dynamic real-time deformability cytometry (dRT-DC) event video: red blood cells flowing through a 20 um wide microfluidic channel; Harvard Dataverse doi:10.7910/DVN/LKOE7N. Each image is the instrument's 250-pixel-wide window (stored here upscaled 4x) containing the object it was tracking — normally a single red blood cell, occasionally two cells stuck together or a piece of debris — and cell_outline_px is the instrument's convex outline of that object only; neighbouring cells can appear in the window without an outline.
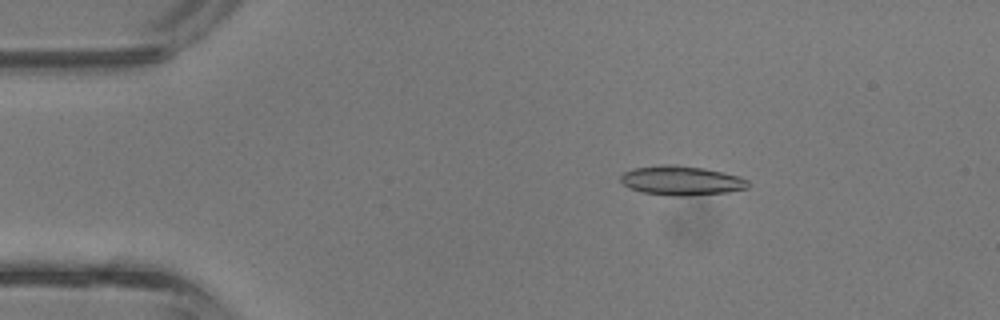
{"species": "common noctule bat (a hibernating species)", "species_latin": "Nyctalus noctula", "temperature_condition": "room temperature", "stored_images_in_passage": 36, "camera_frame_rate_fps": 3000, "um_per_image_px": 0.085, "animal": {"sex": "male", "body_mass_g": 13.3}, "frame": {"image": 1, "passage_image": 1, "time_ms": 0.0, "image_size_px": [1000, 320], "cell_outline_px": [[748, 188], [728, 192], [688, 196], [676, 196], [644, 192], [632, 188], [624, 184], [620, 180], [620, 176], [624, 172], [632, 168], [660, 164], [676, 164], [704, 168], [724, 172], [740, 176], [748, 180]], "centroid_in_image_um": [57.94, 15.33], "position_along_channel_um": 27.1, "area_um2": 21.91}}
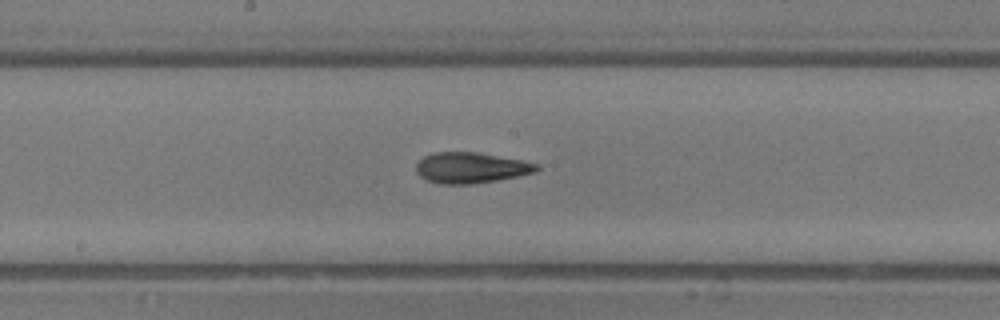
{"frame": {"image": 2, "passage_image": 16, "time_ms": 5.0, "image_size_px": [1000, 320], "cell_outline_px": [[540, 168], [536, 172], [496, 180], [468, 184], [440, 184], [428, 180], [420, 176], [416, 172], [416, 164], [424, 156], [432, 152], [476, 152], [520, 160], [540, 164]], "centroid_in_image_um": [40.01, 14.25], "position_along_channel_um": 208.2, "area_um2": 21.44}}
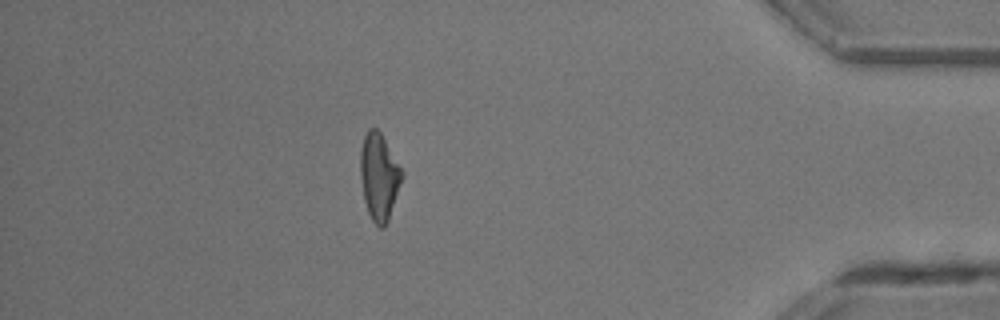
{"frame": {"image": 3, "passage_image": 31, "time_ms": 10.0, "image_size_px": [1000, 320], "cell_outline_px": [[404, 176], [388, 220], [384, 228], [380, 228], [372, 220], [368, 212], [364, 200], [360, 176], [360, 148], [364, 136], [368, 128], [376, 128], [380, 132], [404, 172]], "centroid_in_image_um": [32.22, 15.01], "position_along_channel_um": 403.0, "area_um2": 21.1}, "authors_computed_cell_mechanics": {"area_um2": 21.2126, "velocity_mm_per_s": 4.831, "shape_relaxation_time_tau1_ms": 4.6565, "shape_relaxation_time_tau2_ms": 2.6379, "deformation_change_tau1": 0.173, "deformation_change_tau2": 0.1185}}